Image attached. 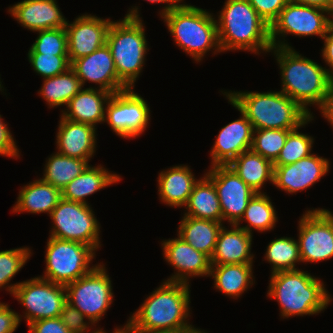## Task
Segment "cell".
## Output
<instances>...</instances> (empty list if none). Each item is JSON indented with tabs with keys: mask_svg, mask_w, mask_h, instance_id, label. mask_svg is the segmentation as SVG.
<instances>
[{
	"mask_svg": "<svg viewBox=\"0 0 333 333\" xmlns=\"http://www.w3.org/2000/svg\"><path fill=\"white\" fill-rule=\"evenodd\" d=\"M270 52L280 68L281 92L313 116L308 106L321 108L333 76L326 67L302 56L294 48L272 47Z\"/></svg>",
	"mask_w": 333,
	"mask_h": 333,
	"instance_id": "6da1fadb",
	"label": "cell"
},
{
	"mask_svg": "<svg viewBox=\"0 0 333 333\" xmlns=\"http://www.w3.org/2000/svg\"><path fill=\"white\" fill-rule=\"evenodd\" d=\"M190 284L163 281L130 315L132 332L169 331L190 327Z\"/></svg>",
	"mask_w": 333,
	"mask_h": 333,
	"instance_id": "7a4b0ae2",
	"label": "cell"
},
{
	"mask_svg": "<svg viewBox=\"0 0 333 333\" xmlns=\"http://www.w3.org/2000/svg\"><path fill=\"white\" fill-rule=\"evenodd\" d=\"M217 33L221 52L270 53V26L248 0H225L218 13Z\"/></svg>",
	"mask_w": 333,
	"mask_h": 333,
	"instance_id": "3957f363",
	"label": "cell"
},
{
	"mask_svg": "<svg viewBox=\"0 0 333 333\" xmlns=\"http://www.w3.org/2000/svg\"><path fill=\"white\" fill-rule=\"evenodd\" d=\"M267 297L278 302L283 319L318 315L332 301L322 280L302 269L271 274Z\"/></svg>",
	"mask_w": 333,
	"mask_h": 333,
	"instance_id": "277c9868",
	"label": "cell"
},
{
	"mask_svg": "<svg viewBox=\"0 0 333 333\" xmlns=\"http://www.w3.org/2000/svg\"><path fill=\"white\" fill-rule=\"evenodd\" d=\"M256 129L294 130L310 115L285 93L279 91H222Z\"/></svg>",
	"mask_w": 333,
	"mask_h": 333,
	"instance_id": "5b68a950",
	"label": "cell"
},
{
	"mask_svg": "<svg viewBox=\"0 0 333 333\" xmlns=\"http://www.w3.org/2000/svg\"><path fill=\"white\" fill-rule=\"evenodd\" d=\"M138 7L129 8L122 20L112 21L106 39L119 81L127 89L135 87L149 49Z\"/></svg>",
	"mask_w": 333,
	"mask_h": 333,
	"instance_id": "8992f818",
	"label": "cell"
},
{
	"mask_svg": "<svg viewBox=\"0 0 333 333\" xmlns=\"http://www.w3.org/2000/svg\"><path fill=\"white\" fill-rule=\"evenodd\" d=\"M174 42L195 62L211 51L222 53L217 33L216 17L206 9L184 4L161 17ZM214 51V52H213Z\"/></svg>",
	"mask_w": 333,
	"mask_h": 333,
	"instance_id": "52a82bcc",
	"label": "cell"
},
{
	"mask_svg": "<svg viewBox=\"0 0 333 333\" xmlns=\"http://www.w3.org/2000/svg\"><path fill=\"white\" fill-rule=\"evenodd\" d=\"M96 252L88 245L49 237L45 250V271L40 278L67 285L89 273ZM92 261V262H91Z\"/></svg>",
	"mask_w": 333,
	"mask_h": 333,
	"instance_id": "ba28073f",
	"label": "cell"
},
{
	"mask_svg": "<svg viewBox=\"0 0 333 333\" xmlns=\"http://www.w3.org/2000/svg\"><path fill=\"white\" fill-rule=\"evenodd\" d=\"M105 265L98 263L89 273L65 285L67 302L96 326L113 303L112 281Z\"/></svg>",
	"mask_w": 333,
	"mask_h": 333,
	"instance_id": "9c48e42d",
	"label": "cell"
},
{
	"mask_svg": "<svg viewBox=\"0 0 333 333\" xmlns=\"http://www.w3.org/2000/svg\"><path fill=\"white\" fill-rule=\"evenodd\" d=\"M91 205L61 199L52 210L49 237L76 241L90 246L95 252L101 247L100 223Z\"/></svg>",
	"mask_w": 333,
	"mask_h": 333,
	"instance_id": "30bf717a",
	"label": "cell"
},
{
	"mask_svg": "<svg viewBox=\"0 0 333 333\" xmlns=\"http://www.w3.org/2000/svg\"><path fill=\"white\" fill-rule=\"evenodd\" d=\"M332 22L333 16L325 10L288 2L270 26L272 47L293 48L285 40L288 34L296 37L319 36L322 39Z\"/></svg>",
	"mask_w": 333,
	"mask_h": 333,
	"instance_id": "8fae6325",
	"label": "cell"
},
{
	"mask_svg": "<svg viewBox=\"0 0 333 333\" xmlns=\"http://www.w3.org/2000/svg\"><path fill=\"white\" fill-rule=\"evenodd\" d=\"M13 297L25 308L22 316L29 325L32 322L60 317L66 300V289L64 285L53 283L49 280L33 277L21 281L14 289Z\"/></svg>",
	"mask_w": 333,
	"mask_h": 333,
	"instance_id": "7c38bea8",
	"label": "cell"
},
{
	"mask_svg": "<svg viewBox=\"0 0 333 333\" xmlns=\"http://www.w3.org/2000/svg\"><path fill=\"white\" fill-rule=\"evenodd\" d=\"M148 106L134 88L117 92L112 94L106 105L104 123L120 138H138L150 123L151 110Z\"/></svg>",
	"mask_w": 333,
	"mask_h": 333,
	"instance_id": "4fadbf2b",
	"label": "cell"
},
{
	"mask_svg": "<svg viewBox=\"0 0 333 333\" xmlns=\"http://www.w3.org/2000/svg\"><path fill=\"white\" fill-rule=\"evenodd\" d=\"M298 247L302 263L333 258V218L324 208L303 212L298 221Z\"/></svg>",
	"mask_w": 333,
	"mask_h": 333,
	"instance_id": "5bb4252c",
	"label": "cell"
},
{
	"mask_svg": "<svg viewBox=\"0 0 333 333\" xmlns=\"http://www.w3.org/2000/svg\"><path fill=\"white\" fill-rule=\"evenodd\" d=\"M214 184L220 201L223 223L237 224L248 202L256 194L228 165L212 166L205 173Z\"/></svg>",
	"mask_w": 333,
	"mask_h": 333,
	"instance_id": "9a60e30c",
	"label": "cell"
},
{
	"mask_svg": "<svg viewBox=\"0 0 333 333\" xmlns=\"http://www.w3.org/2000/svg\"><path fill=\"white\" fill-rule=\"evenodd\" d=\"M112 21L92 14H81L65 26L70 63L88 56L106 44L107 33Z\"/></svg>",
	"mask_w": 333,
	"mask_h": 333,
	"instance_id": "2e32d148",
	"label": "cell"
},
{
	"mask_svg": "<svg viewBox=\"0 0 333 333\" xmlns=\"http://www.w3.org/2000/svg\"><path fill=\"white\" fill-rule=\"evenodd\" d=\"M161 244L165 261L176 271L165 281L189 284L191 277H209L212 265L208 255L195 250L179 236L165 239Z\"/></svg>",
	"mask_w": 333,
	"mask_h": 333,
	"instance_id": "e0dca14e",
	"label": "cell"
},
{
	"mask_svg": "<svg viewBox=\"0 0 333 333\" xmlns=\"http://www.w3.org/2000/svg\"><path fill=\"white\" fill-rule=\"evenodd\" d=\"M329 170L330 160L312 153L294 164L274 166L273 185L287 194H296L320 181Z\"/></svg>",
	"mask_w": 333,
	"mask_h": 333,
	"instance_id": "ac0fdd59",
	"label": "cell"
},
{
	"mask_svg": "<svg viewBox=\"0 0 333 333\" xmlns=\"http://www.w3.org/2000/svg\"><path fill=\"white\" fill-rule=\"evenodd\" d=\"M70 68L80 79L83 88L85 83L89 81L98 85L97 89L105 90L112 94L127 89L119 81L113 56L107 44L88 56L72 61Z\"/></svg>",
	"mask_w": 333,
	"mask_h": 333,
	"instance_id": "d6986e66",
	"label": "cell"
},
{
	"mask_svg": "<svg viewBox=\"0 0 333 333\" xmlns=\"http://www.w3.org/2000/svg\"><path fill=\"white\" fill-rule=\"evenodd\" d=\"M241 116L219 130L210 150L211 166L229 165L244 151L250 150L253 138V127L247 117L228 99Z\"/></svg>",
	"mask_w": 333,
	"mask_h": 333,
	"instance_id": "ffe728a7",
	"label": "cell"
},
{
	"mask_svg": "<svg viewBox=\"0 0 333 333\" xmlns=\"http://www.w3.org/2000/svg\"><path fill=\"white\" fill-rule=\"evenodd\" d=\"M23 28L35 32L65 27V18L56 0H22L7 11Z\"/></svg>",
	"mask_w": 333,
	"mask_h": 333,
	"instance_id": "44dd1931",
	"label": "cell"
},
{
	"mask_svg": "<svg viewBox=\"0 0 333 333\" xmlns=\"http://www.w3.org/2000/svg\"><path fill=\"white\" fill-rule=\"evenodd\" d=\"M97 128L60 117L56 133L57 152L90 162L96 153Z\"/></svg>",
	"mask_w": 333,
	"mask_h": 333,
	"instance_id": "7402d4cb",
	"label": "cell"
},
{
	"mask_svg": "<svg viewBox=\"0 0 333 333\" xmlns=\"http://www.w3.org/2000/svg\"><path fill=\"white\" fill-rule=\"evenodd\" d=\"M230 226L228 229L223 225L219 231L211 265L253 264V235L235 224Z\"/></svg>",
	"mask_w": 333,
	"mask_h": 333,
	"instance_id": "603a6c76",
	"label": "cell"
},
{
	"mask_svg": "<svg viewBox=\"0 0 333 333\" xmlns=\"http://www.w3.org/2000/svg\"><path fill=\"white\" fill-rule=\"evenodd\" d=\"M111 96V92L91 86L86 89L84 87L68 102L61 111V116L96 128L98 123L105 121L106 105Z\"/></svg>",
	"mask_w": 333,
	"mask_h": 333,
	"instance_id": "cb8c5ba5",
	"label": "cell"
},
{
	"mask_svg": "<svg viewBox=\"0 0 333 333\" xmlns=\"http://www.w3.org/2000/svg\"><path fill=\"white\" fill-rule=\"evenodd\" d=\"M194 176L190 166L184 164L161 171L157 178L159 200L171 208L184 207L199 180Z\"/></svg>",
	"mask_w": 333,
	"mask_h": 333,
	"instance_id": "d4e9b609",
	"label": "cell"
},
{
	"mask_svg": "<svg viewBox=\"0 0 333 333\" xmlns=\"http://www.w3.org/2000/svg\"><path fill=\"white\" fill-rule=\"evenodd\" d=\"M119 174L108 171L104 166L88 165L87 168L61 191L62 198L68 201L88 204L86 197L95 194L97 191L120 182Z\"/></svg>",
	"mask_w": 333,
	"mask_h": 333,
	"instance_id": "484cf974",
	"label": "cell"
},
{
	"mask_svg": "<svg viewBox=\"0 0 333 333\" xmlns=\"http://www.w3.org/2000/svg\"><path fill=\"white\" fill-rule=\"evenodd\" d=\"M61 199L60 189L38 178L27 185H23L12 212L47 213L50 216Z\"/></svg>",
	"mask_w": 333,
	"mask_h": 333,
	"instance_id": "4316f807",
	"label": "cell"
},
{
	"mask_svg": "<svg viewBox=\"0 0 333 333\" xmlns=\"http://www.w3.org/2000/svg\"><path fill=\"white\" fill-rule=\"evenodd\" d=\"M253 273V264H223L212 265L209 276L216 291L238 299L255 283Z\"/></svg>",
	"mask_w": 333,
	"mask_h": 333,
	"instance_id": "83f0119b",
	"label": "cell"
},
{
	"mask_svg": "<svg viewBox=\"0 0 333 333\" xmlns=\"http://www.w3.org/2000/svg\"><path fill=\"white\" fill-rule=\"evenodd\" d=\"M184 216L223 222V214L213 181L206 175L195 183L184 206Z\"/></svg>",
	"mask_w": 333,
	"mask_h": 333,
	"instance_id": "f1b7e54d",
	"label": "cell"
},
{
	"mask_svg": "<svg viewBox=\"0 0 333 333\" xmlns=\"http://www.w3.org/2000/svg\"><path fill=\"white\" fill-rule=\"evenodd\" d=\"M222 226L223 222L182 216L177 236L211 258Z\"/></svg>",
	"mask_w": 333,
	"mask_h": 333,
	"instance_id": "f546056e",
	"label": "cell"
},
{
	"mask_svg": "<svg viewBox=\"0 0 333 333\" xmlns=\"http://www.w3.org/2000/svg\"><path fill=\"white\" fill-rule=\"evenodd\" d=\"M228 166L256 193H262L261 189L268 181L273 185V163L251 149L241 153Z\"/></svg>",
	"mask_w": 333,
	"mask_h": 333,
	"instance_id": "4dcf8cb0",
	"label": "cell"
},
{
	"mask_svg": "<svg viewBox=\"0 0 333 333\" xmlns=\"http://www.w3.org/2000/svg\"><path fill=\"white\" fill-rule=\"evenodd\" d=\"M42 85L38 94L46 101L48 108L67 106L83 88L80 79L71 68L62 74L43 79Z\"/></svg>",
	"mask_w": 333,
	"mask_h": 333,
	"instance_id": "1f68e13d",
	"label": "cell"
},
{
	"mask_svg": "<svg viewBox=\"0 0 333 333\" xmlns=\"http://www.w3.org/2000/svg\"><path fill=\"white\" fill-rule=\"evenodd\" d=\"M247 222V225L241 226V222ZM278 222L276 209L271 202V198L266 192L256 193L248 202L243 217L236 224L247 233L253 234L252 230L267 232L274 229Z\"/></svg>",
	"mask_w": 333,
	"mask_h": 333,
	"instance_id": "d6a6232c",
	"label": "cell"
},
{
	"mask_svg": "<svg viewBox=\"0 0 333 333\" xmlns=\"http://www.w3.org/2000/svg\"><path fill=\"white\" fill-rule=\"evenodd\" d=\"M89 165L87 160L68 157L58 152L46 159L41 180L62 189L74 178L78 177Z\"/></svg>",
	"mask_w": 333,
	"mask_h": 333,
	"instance_id": "836d02e7",
	"label": "cell"
},
{
	"mask_svg": "<svg viewBox=\"0 0 333 333\" xmlns=\"http://www.w3.org/2000/svg\"><path fill=\"white\" fill-rule=\"evenodd\" d=\"M264 260L270 263L271 274L299 269L296 264L302 261L297 239L287 236L273 239L266 248Z\"/></svg>",
	"mask_w": 333,
	"mask_h": 333,
	"instance_id": "e575fe53",
	"label": "cell"
},
{
	"mask_svg": "<svg viewBox=\"0 0 333 333\" xmlns=\"http://www.w3.org/2000/svg\"><path fill=\"white\" fill-rule=\"evenodd\" d=\"M312 120H314V116H310L300 127L288 133L286 143L281 149L277 160L273 163V166L294 164L312 154L314 137L299 131V129L305 128Z\"/></svg>",
	"mask_w": 333,
	"mask_h": 333,
	"instance_id": "d590c367",
	"label": "cell"
},
{
	"mask_svg": "<svg viewBox=\"0 0 333 333\" xmlns=\"http://www.w3.org/2000/svg\"><path fill=\"white\" fill-rule=\"evenodd\" d=\"M32 255L29 247H19L0 251V289L5 288L11 296L21 283H10L13 277L24 267Z\"/></svg>",
	"mask_w": 333,
	"mask_h": 333,
	"instance_id": "8d00e7d4",
	"label": "cell"
},
{
	"mask_svg": "<svg viewBox=\"0 0 333 333\" xmlns=\"http://www.w3.org/2000/svg\"><path fill=\"white\" fill-rule=\"evenodd\" d=\"M291 130L256 129L253 131L251 150L274 163L286 143Z\"/></svg>",
	"mask_w": 333,
	"mask_h": 333,
	"instance_id": "74e56055",
	"label": "cell"
},
{
	"mask_svg": "<svg viewBox=\"0 0 333 333\" xmlns=\"http://www.w3.org/2000/svg\"><path fill=\"white\" fill-rule=\"evenodd\" d=\"M36 32L38 36L28 50V54L68 56V43L65 27Z\"/></svg>",
	"mask_w": 333,
	"mask_h": 333,
	"instance_id": "f35d334b",
	"label": "cell"
},
{
	"mask_svg": "<svg viewBox=\"0 0 333 333\" xmlns=\"http://www.w3.org/2000/svg\"><path fill=\"white\" fill-rule=\"evenodd\" d=\"M27 58L34 72L43 79L62 74L71 67L68 56L27 54Z\"/></svg>",
	"mask_w": 333,
	"mask_h": 333,
	"instance_id": "ab89813d",
	"label": "cell"
},
{
	"mask_svg": "<svg viewBox=\"0 0 333 333\" xmlns=\"http://www.w3.org/2000/svg\"><path fill=\"white\" fill-rule=\"evenodd\" d=\"M60 318L71 333H88L94 328L91 321L68 302L64 304ZM84 319H87L88 321H85Z\"/></svg>",
	"mask_w": 333,
	"mask_h": 333,
	"instance_id": "60d3db41",
	"label": "cell"
},
{
	"mask_svg": "<svg viewBox=\"0 0 333 333\" xmlns=\"http://www.w3.org/2000/svg\"><path fill=\"white\" fill-rule=\"evenodd\" d=\"M258 15L269 25L279 17L288 0H248Z\"/></svg>",
	"mask_w": 333,
	"mask_h": 333,
	"instance_id": "b9f144b4",
	"label": "cell"
},
{
	"mask_svg": "<svg viewBox=\"0 0 333 333\" xmlns=\"http://www.w3.org/2000/svg\"><path fill=\"white\" fill-rule=\"evenodd\" d=\"M14 140L8 124L3 121L2 115H0V156L11 157L13 159L20 157L16 140Z\"/></svg>",
	"mask_w": 333,
	"mask_h": 333,
	"instance_id": "7bdbcfd3",
	"label": "cell"
},
{
	"mask_svg": "<svg viewBox=\"0 0 333 333\" xmlns=\"http://www.w3.org/2000/svg\"><path fill=\"white\" fill-rule=\"evenodd\" d=\"M28 328L29 333H71L60 317L32 322Z\"/></svg>",
	"mask_w": 333,
	"mask_h": 333,
	"instance_id": "ee69618b",
	"label": "cell"
},
{
	"mask_svg": "<svg viewBox=\"0 0 333 333\" xmlns=\"http://www.w3.org/2000/svg\"><path fill=\"white\" fill-rule=\"evenodd\" d=\"M19 324L18 313L7 303L0 302V333H13Z\"/></svg>",
	"mask_w": 333,
	"mask_h": 333,
	"instance_id": "f6af8a7d",
	"label": "cell"
},
{
	"mask_svg": "<svg viewBox=\"0 0 333 333\" xmlns=\"http://www.w3.org/2000/svg\"><path fill=\"white\" fill-rule=\"evenodd\" d=\"M322 40H324L323 48L321 49L322 59L329 66L327 71L333 76V22L328 26Z\"/></svg>",
	"mask_w": 333,
	"mask_h": 333,
	"instance_id": "bcb514c9",
	"label": "cell"
},
{
	"mask_svg": "<svg viewBox=\"0 0 333 333\" xmlns=\"http://www.w3.org/2000/svg\"><path fill=\"white\" fill-rule=\"evenodd\" d=\"M319 111L322 117H324L333 128V79L331 81L327 97Z\"/></svg>",
	"mask_w": 333,
	"mask_h": 333,
	"instance_id": "7dc6e473",
	"label": "cell"
},
{
	"mask_svg": "<svg viewBox=\"0 0 333 333\" xmlns=\"http://www.w3.org/2000/svg\"><path fill=\"white\" fill-rule=\"evenodd\" d=\"M291 3L320 8L333 16V0H288Z\"/></svg>",
	"mask_w": 333,
	"mask_h": 333,
	"instance_id": "c3c4849f",
	"label": "cell"
},
{
	"mask_svg": "<svg viewBox=\"0 0 333 333\" xmlns=\"http://www.w3.org/2000/svg\"><path fill=\"white\" fill-rule=\"evenodd\" d=\"M145 1L150 2V3H155V4L163 3L164 5H166L160 10L161 11V12H159L160 17H163L168 12H171L173 9H176L184 4L183 3L184 0H145Z\"/></svg>",
	"mask_w": 333,
	"mask_h": 333,
	"instance_id": "681fc988",
	"label": "cell"
},
{
	"mask_svg": "<svg viewBox=\"0 0 333 333\" xmlns=\"http://www.w3.org/2000/svg\"><path fill=\"white\" fill-rule=\"evenodd\" d=\"M133 333H207L205 330H201L199 328L194 327V325L190 327H185L177 330H169V331H149V332H133Z\"/></svg>",
	"mask_w": 333,
	"mask_h": 333,
	"instance_id": "f907efd6",
	"label": "cell"
},
{
	"mask_svg": "<svg viewBox=\"0 0 333 333\" xmlns=\"http://www.w3.org/2000/svg\"><path fill=\"white\" fill-rule=\"evenodd\" d=\"M120 328L122 327L120 326L116 327L112 333H116ZM90 333H106V331L99 327V328H94V331L92 332L90 331Z\"/></svg>",
	"mask_w": 333,
	"mask_h": 333,
	"instance_id": "816d5d0a",
	"label": "cell"
},
{
	"mask_svg": "<svg viewBox=\"0 0 333 333\" xmlns=\"http://www.w3.org/2000/svg\"><path fill=\"white\" fill-rule=\"evenodd\" d=\"M116 333H133L126 325H123Z\"/></svg>",
	"mask_w": 333,
	"mask_h": 333,
	"instance_id": "f5cc1de1",
	"label": "cell"
},
{
	"mask_svg": "<svg viewBox=\"0 0 333 333\" xmlns=\"http://www.w3.org/2000/svg\"><path fill=\"white\" fill-rule=\"evenodd\" d=\"M3 88V89H2ZM0 91H4V87H3V85H2V82H1V79H0Z\"/></svg>",
	"mask_w": 333,
	"mask_h": 333,
	"instance_id": "db71d44e",
	"label": "cell"
},
{
	"mask_svg": "<svg viewBox=\"0 0 333 333\" xmlns=\"http://www.w3.org/2000/svg\"><path fill=\"white\" fill-rule=\"evenodd\" d=\"M331 216H332V218H333V213L331 212V211H329V210H327V209H325Z\"/></svg>",
	"mask_w": 333,
	"mask_h": 333,
	"instance_id": "11a10c76",
	"label": "cell"
}]
</instances>
